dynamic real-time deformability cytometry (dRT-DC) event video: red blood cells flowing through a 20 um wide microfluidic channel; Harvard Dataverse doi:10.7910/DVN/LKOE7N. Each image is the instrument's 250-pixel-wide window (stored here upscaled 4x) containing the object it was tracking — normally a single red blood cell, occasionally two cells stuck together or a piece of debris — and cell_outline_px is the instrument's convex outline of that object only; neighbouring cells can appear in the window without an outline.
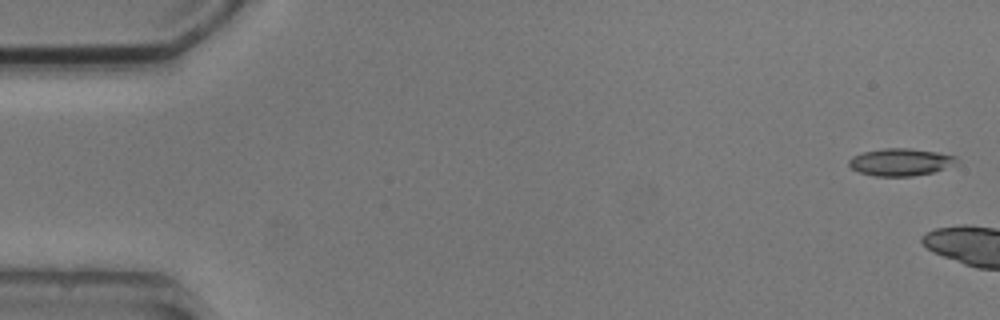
{"species": "common noctule bat (a hibernating species)", "species_latin": "Nyctalus noctula", "temperature_condition": "cold", "stored_images_in_passage": 5, "segment_of_instrument_passage": [2, 2], "camera_frame_rate_fps": 3000, "um_per_image_px": 0.085, "animal": {"sex": "male", "body_mass_g": 20.5, "forearm_length_mm": 52.5}, "frame": {"image": 1, "passage_image": 5, "time_ms": 5.667, "image_size_px": [1000, 320], "cell_outline_px": [[960, 164], [932, 172], [912, 176], [876, 176], [860, 172], [852, 168], [848, 164], [848, 160], [852, 156], [864, 152], [884, 148], [912, 148], [936, 152], [956, 156], [960, 160]], "centroid_in_image_um": [76.6, 13.77], "position_along_channel_um": 8.4, "area_um2": 17.28}}